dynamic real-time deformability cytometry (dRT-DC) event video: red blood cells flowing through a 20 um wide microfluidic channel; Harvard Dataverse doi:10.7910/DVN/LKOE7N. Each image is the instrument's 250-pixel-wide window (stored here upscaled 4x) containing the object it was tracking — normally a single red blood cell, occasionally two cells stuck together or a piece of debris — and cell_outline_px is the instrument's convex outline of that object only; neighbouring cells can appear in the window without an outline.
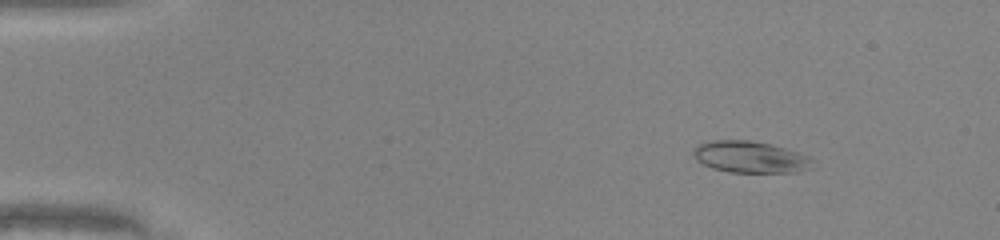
{"species": "common noctule bat (a hibernating species)", "species_latin": "Nyctalus noctula", "temperature_condition": "warm", "stored_images_in_passage": 47, "camera_frame_rate_fps": 3000, "um_per_image_px": 0.085, "animal": {"sex": "male", "body_mass_g": 20.0, "forearm_length_mm": 53.3}, "frame": {"image": 1, "passage_image": 4, "time_ms": 1.0, "image_size_px": [1000, 240], "cell_outline_px": [[812, 168], [800, 172], [728, 172], [712, 168], [696, 160], [692, 152], [696, 144], [712, 140], [748, 140], [768, 144], [800, 152], [808, 156], [812, 160]], "centroid_in_image_um": [63.75, 13.35], "position_along_channel_um": 21.2, "area_um2": 22.02}}
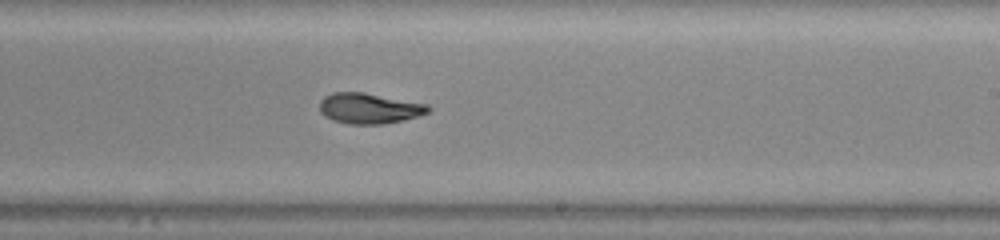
{"frame": {"image": 2, "passage_image": 28, "time_ms": 9.0, "image_size_px": [1000, 240], "cell_outline_px": [[432, 108], [428, 112], [420, 116], [404, 120], [384, 124], [348, 124], [332, 120], [324, 116], [320, 112], [320, 100], [324, 96], [332, 92], [364, 92], [428, 104]], "centroid_in_image_um": [31.39, 9.21], "position_along_channel_um": 257.6, "area_um2": 19.59}}
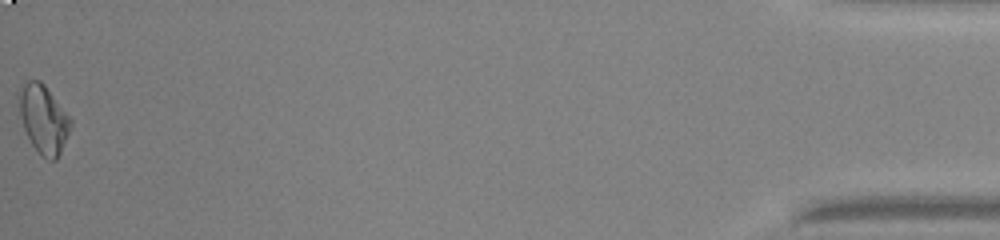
{"frame": {"image": 3, "passage_image": 47, "time_ms": 15.333, "image_size_px": [1000, 240], "cell_outline_px": [[72, 124], [60, 152], [56, 160], [48, 160], [40, 156], [32, 144], [24, 128], [20, 116], [16, 92], [28, 80], [40, 80], [44, 84], [72, 120]], "centroid_in_image_um": [3.66, 10.11], "position_along_channel_um": 431.5, "area_um2": 20.52}, "authors_computed_cell_mechanics": {"area_um2": 19.5942, "velocity_mm_per_s": 4.2315, "shape_relaxation_time_tau1_ms": 6.9667, "shape_relaxation_time_tau2_ms": 2.3769, "deformation_change_tau1": 0.2467, "deformation_change_tau2": 0.0801}}